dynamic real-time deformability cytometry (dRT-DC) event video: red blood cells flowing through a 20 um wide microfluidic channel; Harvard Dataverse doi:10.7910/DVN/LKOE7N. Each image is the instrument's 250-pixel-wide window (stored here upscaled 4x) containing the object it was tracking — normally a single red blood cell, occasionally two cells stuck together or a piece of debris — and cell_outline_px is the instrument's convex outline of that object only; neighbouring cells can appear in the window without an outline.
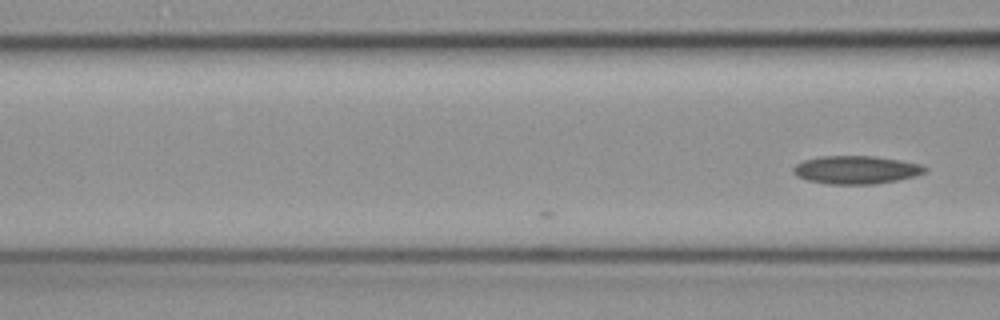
{"species": "common noctule bat (a hibernating species)", "species_latin": "Nyctalus noctula", "temperature_condition": "cold", "stored_images_in_passage": 3, "camera_frame_rate_fps": 3000, "um_per_image_px": 0.085, "animal": {"sex": "female", "body_mass_g": 19.3, "forearm_length_mm": 54.1}, "frame": {"image": 1, "passage_image": 3, "time_ms": 0.667, "image_size_px": [1000, 320], "cell_outline_px": [[928, 168], [924, 172], [916, 176], [896, 180], [872, 184], [828, 184], [808, 180], [796, 176], [792, 172], [792, 168], [796, 164], [804, 160], [820, 156], [876, 156], [900, 160], [920, 164]], "centroid_in_image_um": [72.74, 14.43], "position_along_channel_um": 93.9, "area_um2": 21.56}}